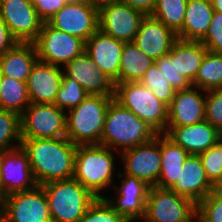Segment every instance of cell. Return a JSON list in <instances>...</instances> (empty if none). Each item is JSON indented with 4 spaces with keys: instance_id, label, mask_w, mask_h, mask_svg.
<instances>
[{
    "instance_id": "obj_1",
    "label": "cell",
    "mask_w": 222,
    "mask_h": 222,
    "mask_svg": "<svg viewBox=\"0 0 222 222\" xmlns=\"http://www.w3.org/2000/svg\"><path fill=\"white\" fill-rule=\"evenodd\" d=\"M37 185L73 178L77 145L64 138L22 139Z\"/></svg>"
},
{
    "instance_id": "obj_2",
    "label": "cell",
    "mask_w": 222,
    "mask_h": 222,
    "mask_svg": "<svg viewBox=\"0 0 222 222\" xmlns=\"http://www.w3.org/2000/svg\"><path fill=\"white\" fill-rule=\"evenodd\" d=\"M160 133L148 122L142 121L114 99L110 102L100 144L121 151L155 140Z\"/></svg>"
},
{
    "instance_id": "obj_3",
    "label": "cell",
    "mask_w": 222,
    "mask_h": 222,
    "mask_svg": "<svg viewBox=\"0 0 222 222\" xmlns=\"http://www.w3.org/2000/svg\"><path fill=\"white\" fill-rule=\"evenodd\" d=\"M113 99L89 95L77 107L66 112V137L69 141L75 145L100 144L106 112Z\"/></svg>"
},
{
    "instance_id": "obj_4",
    "label": "cell",
    "mask_w": 222,
    "mask_h": 222,
    "mask_svg": "<svg viewBox=\"0 0 222 222\" xmlns=\"http://www.w3.org/2000/svg\"><path fill=\"white\" fill-rule=\"evenodd\" d=\"M109 147L101 144L77 145L73 178L96 198L112 184L114 155Z\"/></svg>"
},
{
    "instance_id": "obj_5",
    "label": "cell",
    "mask_w": 222,
    "mask_h": 222,
    "mask_svg": "<svg viewBox=\"0 0 222 222\" xmlns=\"http://www.w3.org/2000/svg\"><path fill=\"white\" fill-rule=\"evenodd\" d=\"M41 186L48 201L52 222H78L97 199L74 178Z\"/></svg>"
},
{
    "instance_id": "obj_6",
    "label": "cell",
    "mask_w": 222,
    "mask_h": 222,
    "mask_svg": "<svg viewBox=\"0 0 222 222\" xmlns=\"http://www.w3.org/2000/svg\"><path fill=\"white\" fill-rule=\"evenodd\" d=\"M114 100L133 112L142 121L148 122L160 134L165 133L168 121V106L157 99L153 92L140 82L114 84Z\"/></svg>"
},
{
    "instance_id": "obj_7",
    "label": "cell",
    "mask_w": 222,
    "mask_h": 222,
    "mask_svg": "<svg viewBox=\"0 0 222 222\" xmlns=\"http://www.w3.org/2000/svg\"><path fill=\"white\" fill-rule=\"evenodd\" d=\"M197 205L170 189L150 187L143 219L146 222H194Z\"/></svg>"
},
{
    "instance_id": "obj_8",
    "label": "cell",
    "mask_w": 222,
    "mask_h": 222,
    "mask_svg": "<svg viewBox=\"0 0 222 222\" xmlns=\"http://www.w3.org/2000/svg\"><path fill=\"white\" fill-rule=\"evenodd\" d=\"M21 139L66 137V112L55 104H35L20 115Z\"/></svg>"
},
{
    "instance_id": "obj_9",
    "label": "cell",
    "mask_w": 222,
    "mask_h": 222,
    "mask_svg": "<svg viewBox=\"0 0 222 222\" xmlns=\"http://www.w3.org/2000/svg\"><path fill=\"white\" fill-rule=\"evenodd\" d=\"M3 222H52L48 201L41 185L5 197L0 205Z\"/></svg>"
},
{
    "instance_id": "obj_10",
    "label": "cell",
    "mask_w": 222,
    "mask_h": 222,
    "mask_svg": "<svg viewBox=\"0 0 222 222\" xmlns=\"http://www.w3.org/2000/svg\"><path fill=\"white\" fill-rule=\"evenodd\" d=\"M38 60L52 65H65L85 51V42L68 33L56 30L43 22L33 41Z\"/></svg>"
},
{
    "instance_id": "obj_11",
    "label": "cell",
    "mask_w": 222,
    "mask_h": 222,
    "mask_svg": "<svg viewBox=\"0 0 222 222\" xmlns=\"http://www.w3.org/2000/svg\"><path fill=\"white\" fill-rule=\"evenodd\" d=\"M47 23L86 42L98 29V8L88 0L69 1Z\"/></svg>"
},
{
    "instance_id": "obj_12",
    "label": "cell",
    "mask_w": 222,
    "mask_h": 222,
    "mask_svg": "<svg viewBox=\"0 0 222 222\" xmlns=\"http://www.w3.org/2000/svg\"><path fill=\"white\" fill-rule=\"evenodd\" d=\"M145 16L122 2L105 4L98 8L99 30L125 43L133 42Z\"/></svg>"
},
{
    "instance_id": "obj_13",
    "label": "cell",
    "mask_w": 222,
    "mask_h": 222,
    "mask_svg": "<svg viewBox=\"0 0 222 222\" xmlns=\"http://www.w3.org/2000/svg\"><path fill=\"white\" fill-rule=\"evenodd\" d=\"M124 173L155 187L161 172V134L155 140L124 150Z\"/></svg>"
},
{
    "instance_id": "obj_14",
    "label": "cell",
    "mask_w": 222,
    "mask_h": 222,
    "mask_svg": "<svg viewBox=\"0 0 222 222\" xmlns=\"http://www.w3.org/2000/svg\"><path fill=\"white\" fill-rule=\"evenodd\" d=\"M0 18L18 42H33L43 25L29 0H0Z\"/></svg>"
},
{
    "instance_id": "obj_15",
    "label": "cell",
    "mask_w": 222,
    "mask_h": 222,
    "mask_svg": "<svg viewBox=\"0 0 222 222\" xmlns=\"http://www.w3.org/2000/svg\"><path fill=\"white\" fill-rule=\"evenodd\" d=\"M0 176L6 196L37 186L28 155L21 146L0 151Z\"/></svg>"
},
{
    "instance_id": "obj_16",
    "label": "cell",
    "mask_w": 222,
    "mask_h": 222,
    "mask_svg": "<svg viewBox=\"0 0 222 222\" xmlns=\"http://www.w3.org/2000/svg\"><path fill=\"white\" fill-rule=\"evenodd\" d=\"M177 39V34L164 23L151 15H146L141 21L133 44L146 56L156 61L168 55Z\"/></svg>"
},
{
    "instance_id": "obj_17",
    "label": "cell",
    "mask_w": 222,
    "mask_h": 222,
    "mask_svg": "<svg viewBox=\"0 0 222 222\" xmlns=\"http://www.w3.org/2000/svg\"><path fill=\"white\" fill-rule=\"evenodd\" d=\"M63 75L77 81L88 95L114 97V82L93 63L84 51L65 64Z\"/></svg>"
},
{
    "instance_id": "obj_18",
    "label": "cell",
    "mask_w": 222,
    "mask_h": 222,
    "mask_svg": "<svg viewBox=\"0 0 222 222\" xmlns=\"http://www.w3.org/2000/svg\"><path fill=\"white\" fill-rule=\"evenodd\" d=\"M123 41L106 35L99 29L85 42V52L93 63L114 84H118L120 60L124 48Z\"/></svg>"
},
{
    "instance_id": "obj_19",
    "label": "cell",
    "mask_w": 222,
    "mask_h": 222,
    "mask_svg": "<svg viewBox=\"0 0 222 222\" xmlns=\"http://www.w3.org/2000/svg\"><path fill=\"white\" fill-rule=\"evenodd\" d=\"M122 185H114L118 192L117 200L104 197L111 207L120 213L128 222L143 219L145 204L150 186L136 177L124 174Z\"/></svg>"
},
{
    "instance_id": "obj_20",
    "label": "cell",
    "mask_w": 222,
    "mask_h": 222,
    "mask_svg": "<svg viewBox=\"0 0 222 222\" xmlns=\"http://www.w3.org/2000/svg\"><path fill=\"white\" fill-rule=\"evenodd\" d=\"M170 190L191 199L196 205L214 191V186L206 176L199 155H189L187 157L176 182Z\"/></svg>"
},
{
    "instance_id": "obj_21",
    "label": "cell",
    "mask_w": 222,
    "mask_h": 222,
    "mask_svg": "<svg viewBox=\"0 0 222 222\" xmlns=\"http://www.w3.org/2000/svg\"><path fill=\"white\" fill-rule=\"evenodd\" d=\"M63 71L60 66L37 61L27 80V91L31 103L55 104Z\"/></svg>"
},
{
    "instance_id": "obj_22",
    "label": "cell",
    "mask_w": 222,
    "mask_h": 222,
    "mask_svg": "<svg viewBox=\"0 0 222 222\" xmlns=\"http://www.w3.org/2000/svg\"><path fill=\"white\" fill-rule=\"evenodd\" d=\"M191 85L187 89L176 90L168 106L167 127L194 125L205 120V99L202 93Z\"/></svg>"
},
{
    "instance_id": "obj_23",
    "label": "cell",
    "mask_w": 222,
    "mask_h": 222,
    "mask_svg": "<svg viewBox=\"0 0 222 222\" xmlns=\"http://www.w3.org/2000/svg\"><path fill=\"white\" fill-rule=\"evenodd\" d=\"M190 155H199L215 145L221 133L206 120L182 127H166L164 133Z\"/></svg>"
},
{
    "instance_id": "obj_24",
    "label": "cell",
    "mask_w": 222,
    "mask_h": 222,
    "mask_svg": "<svg viewBox=\"0 0 222 222\" xmlns=\"http://www.w3.org/2000/svg\"><path fill=\"white\" fill-rule=\"evenodd\" d=\"M213 14L211 0H188L184 23L177 37L187 41H202L208 33Z\"/></svg>"
},
{
    "instance_id": "obj_25",
    "label": "cell",
    "mask_w": 222,
    "mask_h": 222,
    "mask_svg": "<svg viewBox=\"0 0 222 222\" xmlns=\"http://www.w3.org/2000/svg\"><path fill=\"white\" fill-rule=\"evenodd\" d=\"M38 61L33 42H18L0 56L2 76L27 82L33 66Z\"/></svg>"
},
{
    "instance_id": "obj_26",
    "label": "cell",
    "mask_w": 222,
    "mask_h": 222,
    "mask_svg": "<svg viewBox=\"0 0 222 222\" xmlns=\"http://www.w3.org/2000/svg\"><path fill=\"white\" fill-rule=\"evenodd\" d=\"M207 50L201 41H187L178 38L168 56L171 60H175L178 73L192 84Z\"/></svg>"
},
{
    "instance_id": "obj_27",
    "label": "cell",
    "mask_w": 222,
    "mask_h": 222,
    "mask_svg": "<svg viewBox=\"0 0 222 222\" xmlns=\"http://www.w3.org/2000/svg\"><path fill=\"white\" fill-rule=\"evenodd\" d=\"M190 154L174 143L164 133L161 134V172L156 187L170 189L185 160Z\"/></svg>"
},
{
    "instance_id": "obj_28",
    "label": "cell",
    "mask_w": 222,
    "mask_h": 222,
    "mask_svg": "<svg viewBox=\"0 0 222 222\" xmlns=\"http://www.w3.org/2000/svg\"><path fill=\"white\" fill-rule=\"evenodd\" d=\"M154 61L146 56L133 42L124 43L120 60L118 84L140 82Z\"/></svg>"
},
{
    "instance_id": "obj_29",
    "label": "cell",
    "mask_w": 222,
    "mask_h": 222,
    "mask_svg": "<svg viewBox=\"0 0 222 222\" xmlns=\"http://www.w3.org/2000/svg\"><path fill=\"white\" fill-rule=\"evenodd\" d=\"M192 85L204 92L222 88V54L207 50Z\"/></svg>"
},
{
    "instance_id": "obj_30",
    "label": "cell",
    "mask_w": 222,
    "mask_h": 222,
    "mask_svg": "<svg viewBox=\"0 0 222 222\" xmlns=\"http://www.w3.org/2000/svg\"><path fill=\"white\" fill-rule=\"evenodd\" d=\"M27 83L3 76L1 80L0 109L21 115L29 106Z\"/></svg>"
},
{
    "instance_id": "obj_31",
    "label": "cell",
    "mask_w": 222,
    "mask_h": 222,
    "mask_svg": "<svg viewBox=\"0 0 222 222\" xmlns=\"http://www.w3.org/2000/svg\"><path fill=\"white\" fill-rule=\"evenodd\" d=\"M187 2L188 0H156L151 16L177 34L184 23Z\"/></svg>"
},
{
    "instance_id": "obj_32",
    "label": "cell",
    "mask_w": 222,
    "mask_h": 222,
    "mask_svg": "<svg viewBox=\"0 0 222 222\" xmlns=\"http://www.w3.org/2000/svg\"><path fill=\"white\" fill-rule=\"evenodd\" d=\"M20 115L10 110L0 109V151L11 150L21 146ZM17 141V146H10Z\"/></svg>"
},
{
    "instance_id": "obj_33",
    "label": "cell",
    "mask_w": 222,
    "mask_h": 222,
    "mask_svg": "<svg viewBox=\"0 0 222 222\" xmlns=\"http://www.w3.org/2000/svg\"><path fill=\"white\" fill-rule=\"evenodd\" d=\"M140 83L153 92L155 97L169 106L176 90L166 81L160 69L154 63L143 75Z\"/></svg>"
},
{
    "instance_id": "obj_34",
    "label": "cell",
    "mask_w": 222,
    "mask_h": 222,
    "mask_svg": "<svg viewBox=\"0 0 222 222\" xmlns=\"http://www.w3.org/2000/svg\"><path fill=\"white\" fill-rule=\"evenodd\" d=\"M88 96V93L77 81L63 75L61 86L55 99V105L67 112L77 107Z\"/></svg>"
},
{
    "instance_id": "obj_35",
    "label": "cell",
    "mask_w": 222,
    "mask_h": 222,
    "mask_svg": "<svg viewBox=\"0 0 222 222\" xmlns=\"http://www.w3.org/2000/svg\"><path fill=\"white\" fill-rule=\"evenodd\" d=\"M78 222H128L105 198H97Z\"/></svg>"
},
{
    "instance_id": "obj_36",
    "label": "cell",
    "mask_w": 222,
    "mask_h": 222,
    "mask_svg": "<svg viewBox=\"0 0 222 222\" xmlns=\"http://www.w3.org/2000/svg\"><path fill=\"white\" fill-rule=\"evenodd\" d=\"M206 176L215 187L222 178V143L218 141L208 150L199 154Z\"/></svg>"
},
{
    "instance_id": "obj_37",
    "label": "cell",
    "mask_w": 222,
    "mask_h": 222,
    "mask_svg": "<svg viewBox=\"0 0 222 222\" xmlns=\"http://www.w3.org/2000/svg\"><path fill=\"white\" fill-rule=\"evenodd\" d=\"M197 222H222V195L213 191L197 204Z\"/></svg>"
},
{
    "instance_id": "obj_38",
    "label": "cell",
    "mask_w": 222,
    "mask_h": 222,
    "mask_svg": "<svg viewBox=\"0 0 222 222\" xmlns=\"http://www.w3.org/2000/svg\"><path fill=\"white\" fill-rule=\"evenodd\" d=\"M205 120L222 134V88L206 91Z\"/></svg>"
},
{
    "instance_id": "obj_39",
    "label": "cell",
    "mask_w": 222,
    "mask_h": 222,
    "mask_svg": "<svg viewBox=\"0 0 222 222\" xmlns=\"http://www.w3.org/2000/svg\"><path fill=\"white\" fill-rule=\"evenodd\" d=\"M154 63L160 69L166 81L175 90L187 89L192 85L184 76L178 73L175 67V60H171L168 55L162 56Z\"/></svg>"
},
{
    "instance_id": "obj_40",
    "label": "cell",
    "mask_w": 222,
    "mask_h": 222,
    "mask_svg": "<svg viewBox=\"0 0 222 222\" xmlns=\"http://www.w3.org/2000/svg\"><path fill=\"white\" fill-rule=\"evenodd\" d=\"M201 42L209 51L222 54V12L214 11L208 33Z\"/></svg>"
},
{
    "instance_id": "obj_41",
    "label": "cell",
    "mask_w": 222,
    "mask_h": 222,
    "mask_svg": "<svg viewBox=\"0 0 222 222\" xmlns=\"http://www.w3.org/2000/svg\"><path fill=\"white\" fill-rule=\"evenodd\" d=\"M69 0H42L35 9L39 18L47 22L54 14L64 7Z\"/></svg>"
},
{
    "instance_id": "obj_42",
    "label": "cell",
    "mask_w": 222,
    "mask_h": 222,
    "mask_svg": "<svg viewBox=\"0 0 222 222\" xmlns=\"http://www.w3.org/2000/svg\"><path fill=\"white\" fill-rule=\"evenodd\" d=\"M17 43V39L11 34L8 26L0 18V56L13 48Z\"/></svg>"
},
{
    "instance_id": "obj_43",
    "label": "cell",
    "mask_w": 222,
    "mask_h": 222,
    "mask_svg": "<svg viewBox=\"0 0 222 222\" xmlns=\"http://www.w3.org/2000/svg\"><path fill=\"white\" fill-rule=\"evenodd\" d=\"M120 2L143 12L145 15H151L156 5V0H120Z\"/></svg>"
},
{
    "instance_id": "obj_44",
    "label": "cell",
    "mask_w": 222,
    "mask_h": 222,
    "mask_svg": "<svg viewBox=\"0 0 222 222\" xmlns=\"http://www.w3.org/2000/svg\"><path fill=\"white\" fill-rule=\"evenodd\" d=\"M88 1L97 8L105 4L120 2V0H88Z\"/></svg>"
},
{
    "instance_id": "obj_45",
    "label": "cell",
    "mask_w": 222,
    "mask_h": 222,
    "mask_svg": "<svg viewBox=\"0 0 222 222\" xmlns=\"http://www.w3.org/2000/svg\"><path fill=\"white\" fill-rule=\"evenodd\" d=\"M214 11L222 12V0H211Z\"/></svg>"
},
{
    "instance_id": "obj_46",
    "label": "cell",
    "mask_w": 222,
    "mask_h": 222,
    "mask_svg": "<svg viewBox=\"0 0 222 222\" xmlns=\"http://www.w3.org/2000/svg\"><path fill=\"white\" fill-rule=\"evenodd\" d=\"M5 191L1 182V176H0V205L2 204V202L5 200Z\"/></svg>"
},
{
    "instance_id": "obj_47",
    "label": "cell",
    "mask_w": 222,
    "mask_h": 222,
    "mask_svg": "<svg viewBox=\"0 0 222 222\" xmlns=\"http://www.w3.org/2000/svg\"><path fill=\"white\" fill-rule=\"evenodd\" d=\"M214 191L222 195V178L217 183V185L214 187Z\"/></svg>"
},
{
    "instance_id": "obj_48",
    "label": "cell",
    "mask_w": 222,
    "mask_h": 222,
    "mask_svg": "<svg viewBox=\"0 0 222 222\" xmlns=\"http://www.w3.org/2000/svg\"><path fill=\"white\" fill-rule=\"evenodd\" d=\"M29 1L34 7H36L39 3L42 2V0H29Z\"/></svg>"
},
{
    "instance_id": "obj_49",
    "label": "cell",
    "mask_w": 222,
    "mask_h": 222,
    "mask_svg": "<svg viewBox=\"0 0 222 222\" xmlns=\"http://www.w3.org/2000/svg\"><path fill=\"white\" fill-rule=\"evenodd\" d=\"M2 73H1V68H0V93H1V80H2Z\"/></svg>"
}]
</instances>
